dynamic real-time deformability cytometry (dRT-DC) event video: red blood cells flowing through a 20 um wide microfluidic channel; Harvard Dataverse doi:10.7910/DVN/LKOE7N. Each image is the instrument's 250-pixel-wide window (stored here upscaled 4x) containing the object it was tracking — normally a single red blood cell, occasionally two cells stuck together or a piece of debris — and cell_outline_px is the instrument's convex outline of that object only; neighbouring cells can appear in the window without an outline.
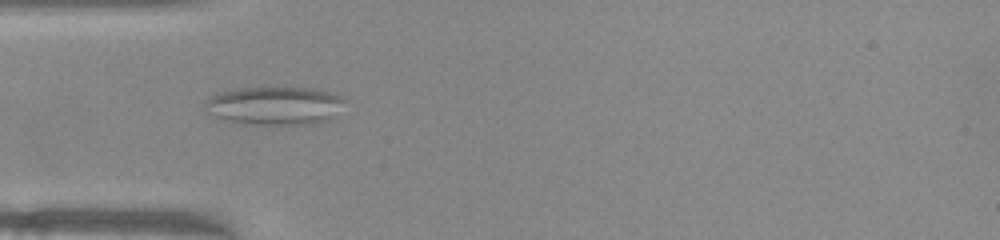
{"species": "common noctule bat (a hibernating species)", "species_latin": "Nyctalus noctula", "temperature_condition": "warm", "stored_images_in_passage": 50, "camera_frame_rate_fps": 3000, "um_per_image_px": 0.085, "animal": {"sex": "female", "body_mass_g": 22.0, "forearm_length_mm": 56.7}, "frame": {"image": 1, "passage_image": 14, "time_ms": 4.333, "image_size_px": [1000, 240], "cell_outline_px": [[348, 100], [328, 120], [320, 124], [244, 124], [228, 120], [216, 116], [208, 112], [204, 104], [212, 96], [220, 92], [244, 88], [316, 88], [344, 96]], "centroid_in_image_um": [23.43, 8.98], "position_along_channel_um": 61.6, "area_um2": 31.04}}
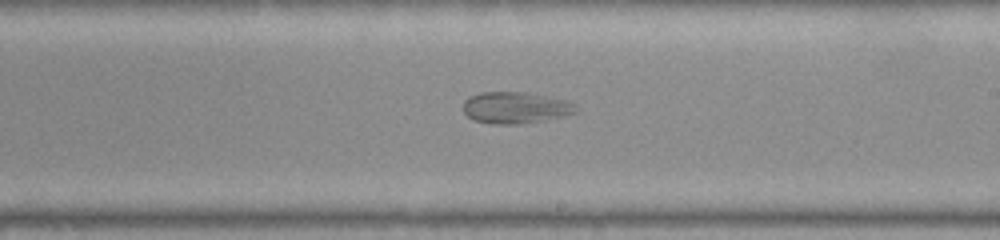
{"frame": {"image": 2, "passage_image": 28, "time_ms": 9.0, "image_size_px": [1000, 240], "cell_outline_px": [[576, 112], [544, 120], [520, 124], [492, 124], [476, 120], [468, 116], [464, 112], [464, 100], [468, 96], [480, 92], [524, 92], [564, 100], [572, 104]], "centroid_in_image_um": [43.72, 9.15], "position_along_channel_um": 245.3, "area_um2": 20.29}}
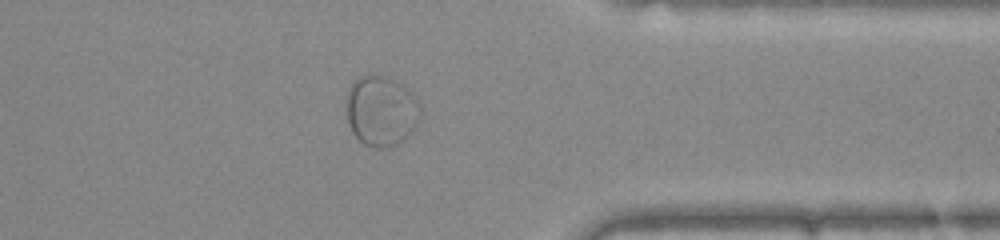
{"frame": {"image": 3, "passage_image": 39, "time_ms": 12.667, "image_size_px": [1000, 240], "cell_outline_px": [[420, 116], [416, 124], [404, 140], [396, 144], [380, 148], [376, 148], [364, 144], [352, 132], [348, 120], [348, 88], [352, 80], [360, 76], [372, 72], [404, 84], [416, 96], [420, 104]], "centroid_in_image_um": [32.41, 9.37], "position_along_channel_um": 379.0, "area_um2": 30.46}}